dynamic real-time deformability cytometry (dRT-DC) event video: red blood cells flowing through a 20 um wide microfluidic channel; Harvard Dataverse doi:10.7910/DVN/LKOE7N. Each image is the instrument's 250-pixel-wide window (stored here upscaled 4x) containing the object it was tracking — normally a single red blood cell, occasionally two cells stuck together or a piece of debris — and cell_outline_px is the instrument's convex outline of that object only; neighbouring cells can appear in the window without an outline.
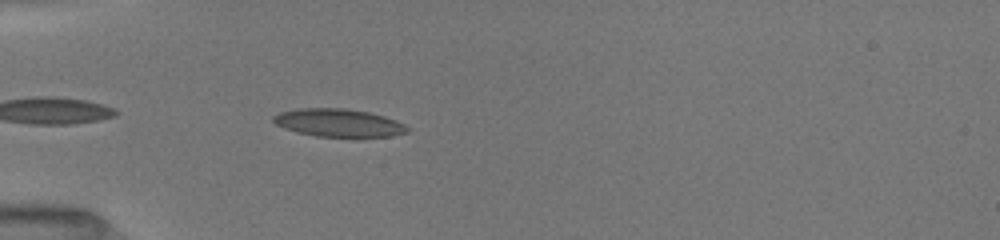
{"species": "common noctule bat (a hibernating species)", "species_latin": "Nyctalus noctula", "temperature_condition": "room temperature", "stored_images_in_passage": 19, "camera_frame_rate_fps": 3000, "um_per_image_px": 0.085, "animal": {"sex": "female", "body_mass_g": 19.5, "forearm_length_mm": 54.1}, "frame": {"image": 1, "passage_image": 3, "time_ms": 0.667, "image_size_px": [1000, 240], "cell_outline_px": [[412, 128], [408, 132], [392, 136], [360, 140], [316, 136], [296, 132], [284, 128], [276, 124], [272, 120], [272, 116], [280, 112], [300, 108], [344, 108], [368, 112], [384, 116], [396, 120]], "centroid_in_image_um": [28.86, 10.49], "position_along_channel_um": 56.1, "area_um2": 22.83}}
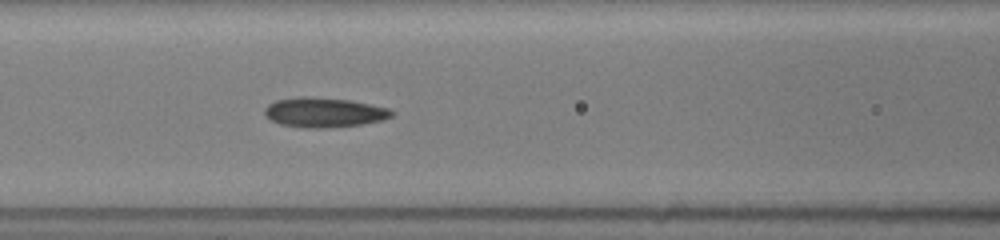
{"frame": {"image": 2, "passage_image": 10, "time_ms": 3.0, "image_size_px": [1000, 240], "cell_outline_px": [[396, 112], [392, 116], [384, 120], [360, 124], [324, 128], [308, 128], [280, 124], [264, 116], [264, 108], [268, 104], [276, 100], [300, 96], [308, 96], [348, 100], [388, 108]], "centroid_in_image_um": [27.52, 9.55], "position_along_channel_um": 139.1, "area_um2": 21.96}}
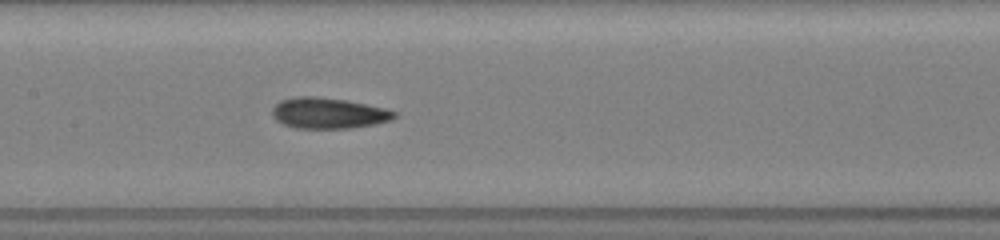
{"frame": {"image": 3, "passage_image": 13, "time_ms": 4.0, "image_size_px": [1000, 240], "cell_outline_px": [[396, 116], [392, 120], [376, 124], [352, 128], [296, 128], [284, 124], [276, 120], [272, 116], [272, 108], [280, 100], [296, 96], [316, 96], [344, 100], [384, 108], [396, 112]], "centroid_in_image_um": [27.9, 9.62], "position_along_channel_um": 179.5, "area_um2": 21.91}}